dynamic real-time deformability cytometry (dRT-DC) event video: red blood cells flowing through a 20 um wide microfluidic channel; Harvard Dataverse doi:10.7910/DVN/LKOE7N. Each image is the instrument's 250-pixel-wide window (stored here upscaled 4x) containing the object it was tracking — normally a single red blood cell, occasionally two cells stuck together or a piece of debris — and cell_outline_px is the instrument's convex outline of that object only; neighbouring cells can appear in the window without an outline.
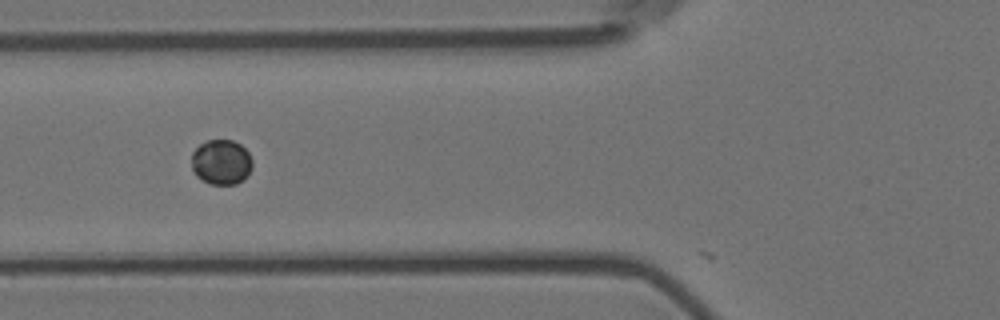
{"species": "Egyptian fruit bat (a non-hibernating species)", "species_latin": "Rousettus aegyptiacus", "temperature_condition": "room temperature", "stored_images_in_passage": 41, "segment_of_instrument_passage": [1, 2], "camera_frame_rate_fps": 3000, "um_per_image_px": 0.085, "animal": {"sex": "female"}, "frame": {"image": 1, "passage_image": 5, "time_ms": 1.333, "image_size_px": [1000, 320], "cell_outline_px": [[252, 168], [244, 180], [236, 184], [212, 184], [196, 176], [192, 168], [192, 152], [200, 144], [208, 140], [232, 140], [240, 144], [248, 152], [252, 160]], "centroid_in_image_um": [18.82, 13.78], "position_along_channel_um": 107.0, "area_um2": 15.95}}
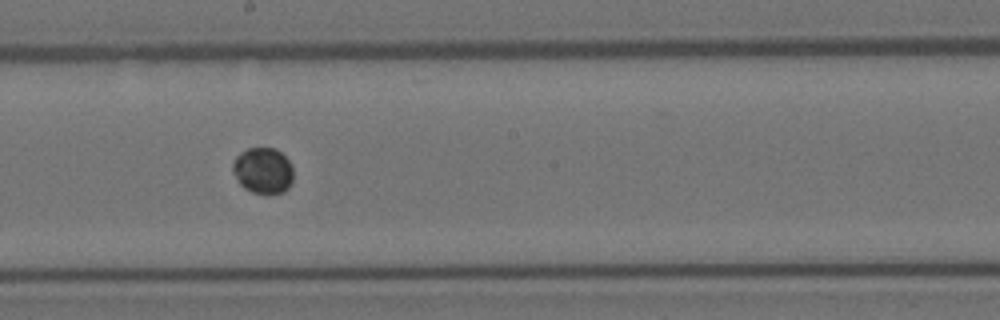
{"frame": {"image": 2, "passage_image": 15, "time_ms": 4.667, "image_size_px": [1000, 320], "cell_outline_px": [[292, 180], [288, 188], [284, 192], [268, 196], [252, 192], [244, 188], [240, 184], [232, 172], [232, 164], [236, 156], [240, 152], [248, 148], [276, 148], [292, 164]], "centroid_in_image_um": [22.35, 14.52], "position_along_channel_um": 225.9, "area_um2": 16.59}}
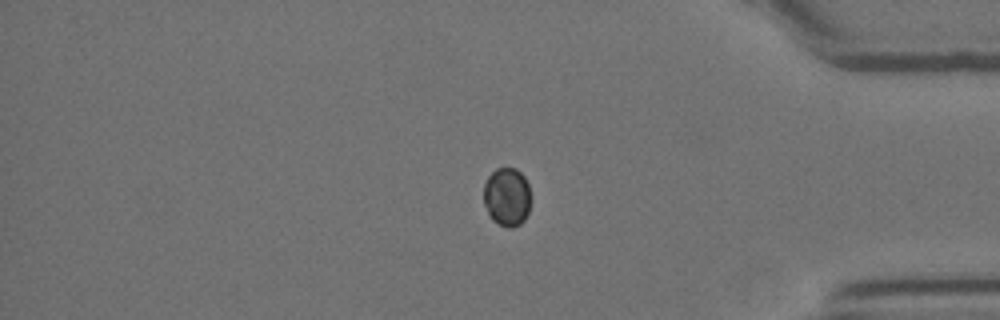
{"frame": {"image": 3, "passage_image": 31, "time_ms": 10.0, "image_size_px": [1000, 320], "cell_outline_px": [[528, 212], [524, 220], [520, 224], [512, 228], [508, 228], [492, 220], [484, 204], [484, 184], [488, 176], [496, 168], [516, 168], [524, 176], [528, 184]], "centroid_in_image_um": [43.06, 16.73], "position_along_channel_um": 392.1, "area_um2": 15.9}}